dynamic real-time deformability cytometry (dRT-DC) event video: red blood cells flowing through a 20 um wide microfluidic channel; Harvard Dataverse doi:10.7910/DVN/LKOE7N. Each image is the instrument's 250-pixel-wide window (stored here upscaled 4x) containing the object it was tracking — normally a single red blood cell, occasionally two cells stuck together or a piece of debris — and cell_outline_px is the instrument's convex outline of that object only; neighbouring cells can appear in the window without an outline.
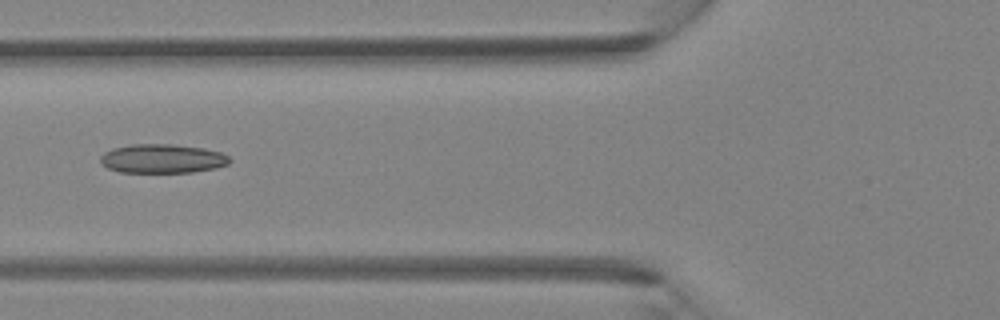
{"species": "Egyptian fruit bat (a non-hibernating species)", "species_latin": "Rousettus aegyptiacus", "temperature_condition": "room temperature", "stored_images_in_passage": 5, "camera_frame_rate_fps": 3000, "um_per_image_px": 0.085, "animal": {"sex": "female"}, "frame": {"image": 1, "passage_image": 5, "time_ms": 1.333, "image_size_px": [1000, 320], "cell_outline_px": [[232, 160], [228, 164], [216, 168], [192, 172], [120, 172], [108, 168], [100, 164], [100, 156], [104, 152], [112, 148], [132, 144], [172, 144], [204, 148], [220, 152], [228, 156]], "centroid_in_image_um": [13.79, 13.48], "position_along_channel_um": 112.0, "area_um2": 21.96}}